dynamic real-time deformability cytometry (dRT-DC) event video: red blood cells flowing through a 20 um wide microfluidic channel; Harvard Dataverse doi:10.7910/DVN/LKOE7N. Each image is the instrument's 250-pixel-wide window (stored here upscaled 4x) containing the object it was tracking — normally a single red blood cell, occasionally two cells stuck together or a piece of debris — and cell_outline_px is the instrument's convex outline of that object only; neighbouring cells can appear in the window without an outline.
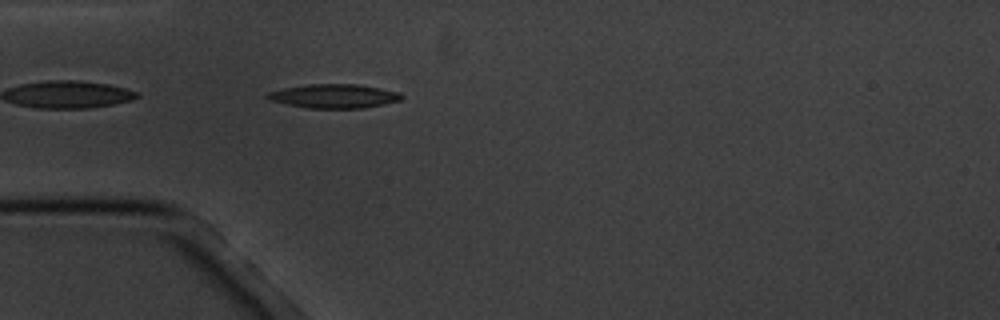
{"species": "common noctule bat (a hibernating species)", "species_latin": "Nyctalus noctula", "temperature_condition": "cold", "stored_images_in_passage": 1, "camera_frame_rate_fps": 3000, "um_per_image_px": 0.085, "animal": {"sex": "male", "body_mass_g": 20.1, "forearm_length_mm": 53.5}, "frame": {"image": 1, "passage_image": 1, "time_ms": 0.0, "image_size_px": [1000, 320], "cell_outline_px": [[404, 96], [400, 100], [384, 104], [364, 108], [308, 108], [268, 100], [264, 96], [268, 92], [284, 88], [312, 84], [356, 84], [380, 88], [400, 92]], "centroid_in_image_um": [28.4, 8.17], "position_along_channel_um": 56.6, "area_um2": 18.67}}